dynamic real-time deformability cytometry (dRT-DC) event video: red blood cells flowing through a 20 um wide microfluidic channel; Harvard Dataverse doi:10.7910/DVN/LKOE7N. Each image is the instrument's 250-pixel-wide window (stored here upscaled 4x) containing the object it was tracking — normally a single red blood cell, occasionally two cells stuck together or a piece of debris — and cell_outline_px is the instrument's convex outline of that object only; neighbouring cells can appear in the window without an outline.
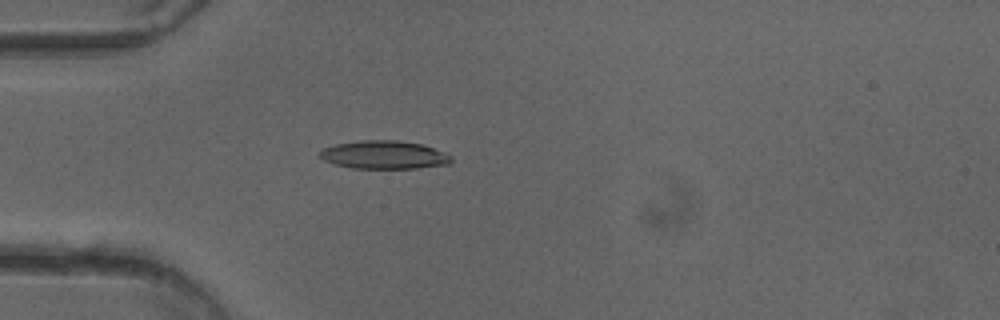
{"species": "common noctule bat (a hibernating species)", "species_latin": "Nyctalus noctula", "temperature_condition": "cold", "stored_images_in_passage": 33, "camera_frame_rate_fps": 3000, "um_per_image_px": 0.085, "animal": {"sex": "female"}, "frame": {"image": 1, "passage_image": 3, "time_ms": 0.667, "image_size_px": [1000, 320], "cell_outline_px": [[452, 164], [420, 168], [352, 168], [336, 164], [324, 160], [320, 156], [320, 152], [324, 148], [336, 144], [360, 140], [396, 140], [424, 144], [444, 152], [452, 156]], "centroid_in_image_um": [32.72, 13.16], "position_along_channel_um": 52.3, "area_um2": 21.68}}
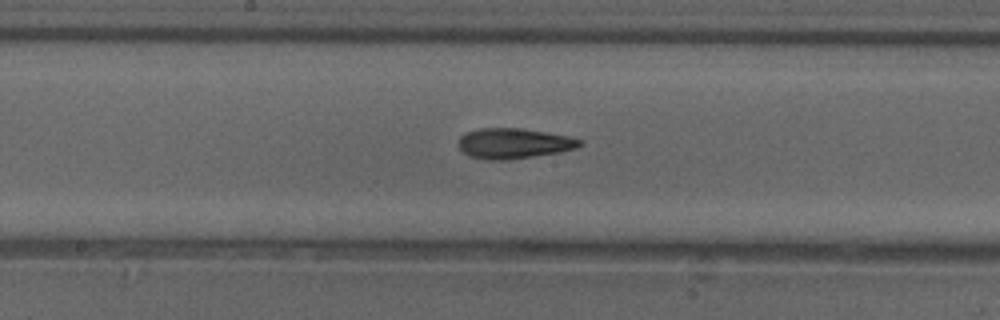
{"frame": {"image": 2, "passage_image": 15, "time_ms": 4.667, "image_size_px": [1000, 320], "cell_outline_px": [[584, 144], [576, 148], [560, 152], [508, 160], [488, 160], [468, 156], [456, 144], [460, 136], [464, 132], [480, 128], [520, 128], [568, 136], [584, 140]], "centroid_in_image_um": [43.65, 12.19], "position_along_channel_um": 204.6, "area_um2": 21.68}}
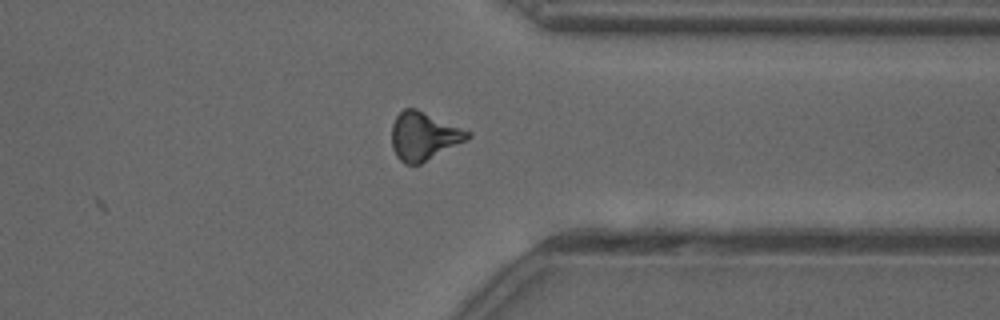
{"frame": {"image": 3, "passage_image": 28, "time_ms": 9.0, "image_size_px": [1000, 320], "cell_outline_px": [[472, 136], [468, 140], [420, 164], [404, 164], [396, 156], [392, 148], [392, 124], [396, 116], [404, 108], [416, 108], [472, 132]], "centroid_in_image_um": [36.03, 11.57], "position_along_channel_um": 375.4, "area_um2": 21.44}, "authors_computed_cell_mechanics": {"area_um2": 20.519, "velocity_mm_per_s": 4.0358, "shape_relaxation_time_tau1_ms": 4.1017, "shape_relaxation_time_tau2_ms": 3.4739, "deformation_change_tau1": 0.1529, "deformation_change_tau2": 0.1359}}